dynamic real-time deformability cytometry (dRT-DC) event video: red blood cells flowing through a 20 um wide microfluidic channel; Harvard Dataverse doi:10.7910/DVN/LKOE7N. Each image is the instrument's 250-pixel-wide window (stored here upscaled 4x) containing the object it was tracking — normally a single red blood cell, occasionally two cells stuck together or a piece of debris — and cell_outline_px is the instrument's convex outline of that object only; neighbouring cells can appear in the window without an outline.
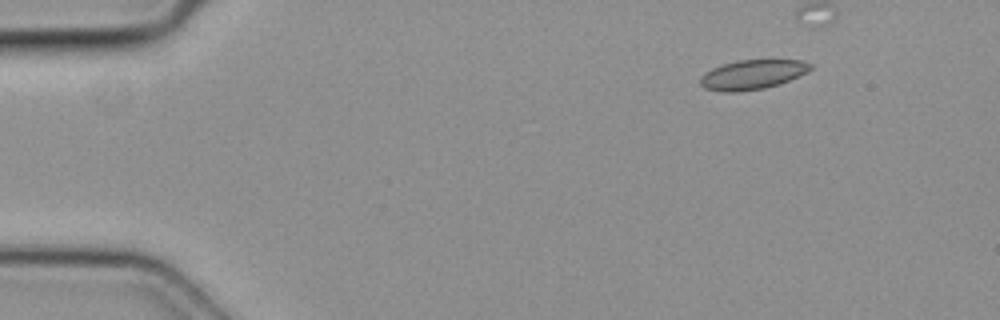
{"species": "common noctule bat (a hibernating species)", "species_latin": "Nyctalus noctula", "temperature_condition": "cold", "stored_images_in_passage": 5, "camera_frame_rate_fps": 3000, "um_per_image_px": 0.085, "animal": {"sex": "female", "body_mass_g": 19.3, "forearm_length_mm": 54.1}, "frame": {"image": 1, "passage_image": 1, "time_ms": 0.0, "image_size_px": [1000, 320], "cell_outline_px": [[812, 68], [808, 72], [788, 80], [764, 88], [736, 92], [720, 92], [704, 88], [700, 84], [700, 76], [704, 72], [712, 68], [724, 64], [740, 60], [804, 60], [812, 64]], "centroid_in_image_um": [63.93, 6.34], "position_along_channel_um": 21.1, "area_um2": 18.9}}